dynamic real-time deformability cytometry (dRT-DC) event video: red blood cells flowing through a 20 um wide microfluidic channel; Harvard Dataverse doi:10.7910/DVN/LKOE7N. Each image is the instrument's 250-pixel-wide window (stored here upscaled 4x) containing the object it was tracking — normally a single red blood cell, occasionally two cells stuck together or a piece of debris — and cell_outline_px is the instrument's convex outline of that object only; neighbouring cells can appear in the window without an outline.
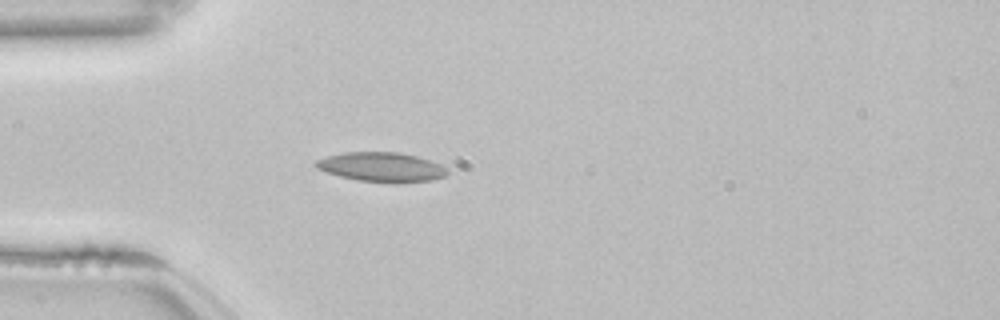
{"species": "common noctule bat (a hibernating species)", "species_latin": "Nyctalus noctula", "temperature_condition": "room temperature", "stored_images_in_passage": 39, "camera_frame_rate_fps": 3000, "um_per_image_px": 0.085, "animal": {"sex": "female", "body_mass_g": 22.7, "forearm_length_mm": 54.2}, "frame": {"image": 1, "passage_image": 1, "time_ms": 0.0, "image_size_px": [1000, 320], "cell_outline_px": [[448, 172], [444, 176], [432, 180], [400, 184], [392, 184], [356, 180], [340, 176], [316, 168], [312, 164], [316, 160], [328, 156], [344, 152], [400, 152], [416, 156], [440, 164], [448, 168]], "centroid_in_image_um": [32.44, 14.22], "position_along_channel_um": 52.6, "area_um2": 22.89}, "authors_computed_cell_mechanics": {"area_um2": 20.23, "velocity_mm_per_s": 3.8376, "shape_relaxation_time_tau1_ms": 9.4791, "shape_relaxation_time_tau2_ms": 3.0479, "deformation_change_tau1": 0.1936, "deformation_change_tau2": 0.0882}}